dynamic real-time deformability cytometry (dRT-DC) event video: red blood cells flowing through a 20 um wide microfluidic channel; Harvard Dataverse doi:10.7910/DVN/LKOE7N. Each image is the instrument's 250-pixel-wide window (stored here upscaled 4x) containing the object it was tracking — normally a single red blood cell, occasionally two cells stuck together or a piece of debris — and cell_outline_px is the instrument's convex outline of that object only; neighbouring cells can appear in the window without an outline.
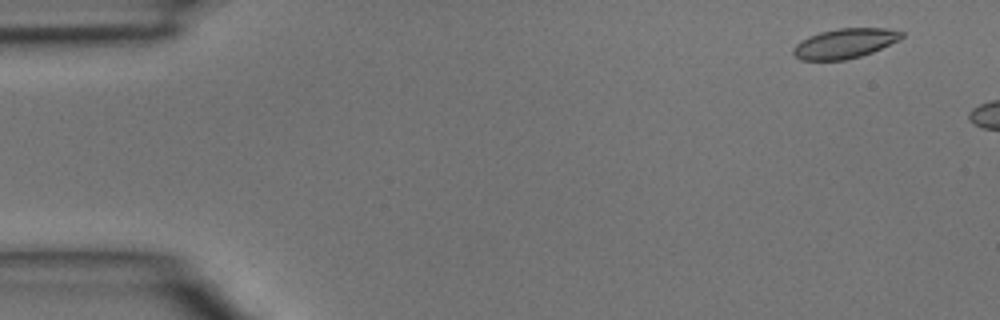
{"species": "common noctule bat (a hibernating species)", "species_latin": "Nyctalus noctula", "temperature_condition": "room temperature", "stored_images_in_passage": 6, "camera_frame_rate_fps": 3000, "um_per_image_px": 0.085, "animal": {"sex": "male", "body_mass_g": 15.6}, "frame": {"image": 1, "passage_image": 2, "time_ms": 0.333, "image_size_px": [1000, 320], "cell_outline_px": [[904, 36], [900, 40], [872, 52], [860, 56], [844, 60], [800, 60], [792, 56], [792, 48], [800, 40], [808, 36], [820, 32], [836, 28], [884, 28], [904, 32]], "centroid_in_image_um": [71.77, 3.69], "position_along_channel_um": 13.2, "area_um2": 19.02}}